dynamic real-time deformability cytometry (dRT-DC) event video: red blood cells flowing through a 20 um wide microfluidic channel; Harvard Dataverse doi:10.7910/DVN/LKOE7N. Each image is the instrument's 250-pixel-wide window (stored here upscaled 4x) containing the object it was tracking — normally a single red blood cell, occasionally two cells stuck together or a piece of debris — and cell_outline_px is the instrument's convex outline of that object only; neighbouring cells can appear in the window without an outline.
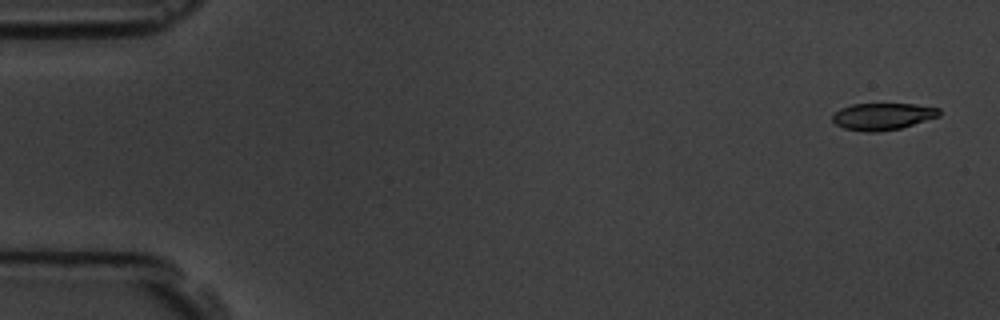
{"species": "common noctule bat (a hibernating species)", "species_latin": "Nyctalus noctula", "temperature_condition": "room temperature", "stored_images_in_passage": 5, "camera_frame_rate_fps": 3000, "um_per_image_px": 0.085, "animal": {"sex": "male", "body_mass_g": 19.5, "forearm_length_mm": 54.6}, "frame": {"image": 1, "passage_image": 1, "time_ms": 0.0, "image_size_px": [1000, 320], "cell_outline_px": [[940, 116], [900, 128], [880, 132], [868, 132], [844, 128], [836, 124], [832, 120], [832, 112], [840, 108], [852, 104], [916, 104], [940, 108]], "centroid_in_image_um": [75.01, 9.89], "position_along_channel_um": 10.0, "area_um2": 16.82}}
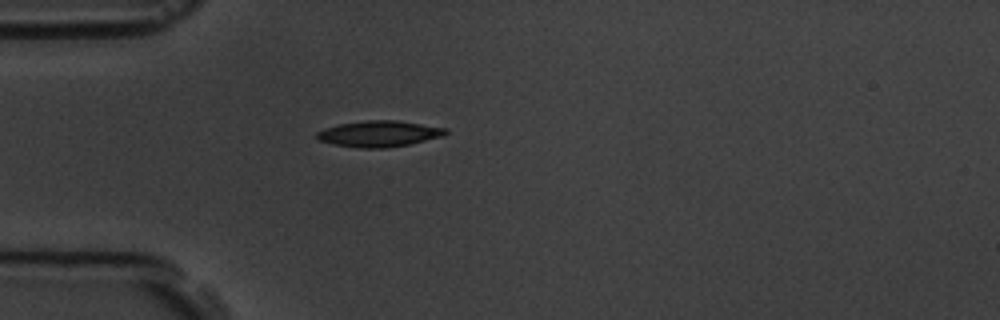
{"frame": {"image": 2, "passage_image": 5, "time_ms": 4.667, "image_size_px": [1000, 320], "cell_outline_px": [[448, 132], [444, 136], [408, 144], [384, 148], [360, 148], [332, 144], [320, 140], [316, 136], [316, 132], [324, 128], [340, 124], [368, 120], [396, 120], [448, 128]], "centroid_in_image_um": [32.23, 11.36], "position_along_channel_um": 52.8, "area_um2": 19.48}}